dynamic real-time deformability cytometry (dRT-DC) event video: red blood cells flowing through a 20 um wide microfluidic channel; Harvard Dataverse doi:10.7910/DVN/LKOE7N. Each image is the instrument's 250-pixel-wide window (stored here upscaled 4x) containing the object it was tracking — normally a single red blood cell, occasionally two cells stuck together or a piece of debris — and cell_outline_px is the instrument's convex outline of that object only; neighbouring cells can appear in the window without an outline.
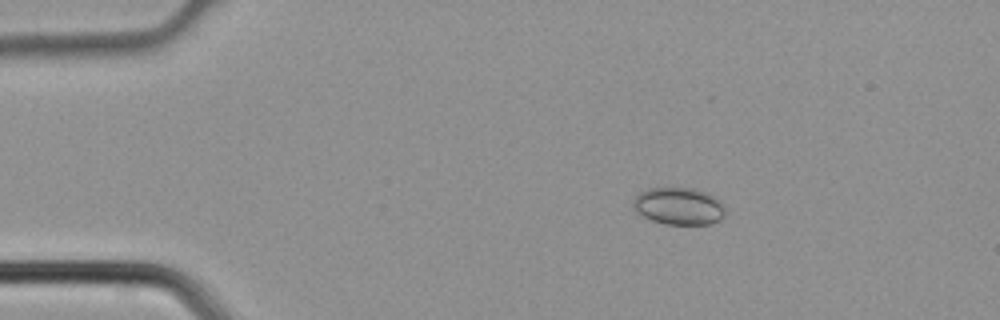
{"species": "common noctule bat (a hibernating species)", "species_latin": "Nyctalus noctula", "temperature_condition": "cold", "stored_images_in_passage": 2, "camera_frame_rate_fps": 3000, "um_per_image_px": 0.085, "animal": {"sex": "male", "body_mass_g": 21.5, "forearm_length_mm": 52.0}, "frame": {"image": 1, "passage_image": 1, "time_ms": 0.0, "image_size_px": [1000, 320], "cell_outline_px": [[724, 216], [720, 220], [712, 224], [664, 224], [652, 220], [636, 212], [632, 208], [632, 200], [640, 192], [648, 188], [692, 188], [704, 192], [712, 196], [724, 208]], "centroid_in_image_um": [57.64, 17.53], "position_along_channel_um": 27.4, "area_um2": 19.83}}